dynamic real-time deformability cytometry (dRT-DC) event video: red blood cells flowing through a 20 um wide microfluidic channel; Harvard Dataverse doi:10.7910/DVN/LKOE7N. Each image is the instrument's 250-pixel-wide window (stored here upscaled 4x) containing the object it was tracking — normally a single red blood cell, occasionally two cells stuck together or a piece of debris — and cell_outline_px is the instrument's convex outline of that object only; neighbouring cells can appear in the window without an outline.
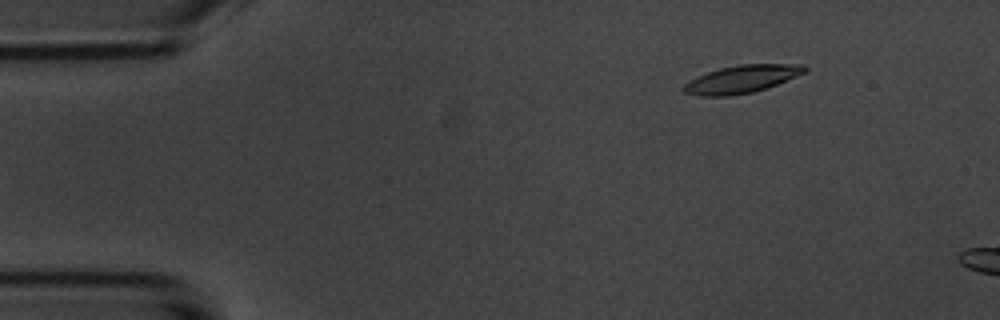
{"species": "common noctule bat (a hibernating species)", "species_latin": "Nyctalus noctula", "temperature_condition": "room temperature", "stored_images_in_passage": 4, "camera_frame_rate_fps": 3000, "um_per_image_px": 0.085, "animal": {"sex": "male", "body_mass_g": 20.1, "forearm_length_mm": 53.5}, "frame": {"image": 1, "passage_image": 3, "time_ms": 2.0, "image_size_px": [1000, 320], "cell_outline_px": [[808, 72], [776, 84], [752, 92], [728, 96], [700, 96], [684, 92], [684, 84], [708, 72], [720, 68], [740, 64], [804, 64], [808, 68]], "centroid_in_image_um": [63.11, 6.71], "position_along_channel_um": 21.9, "area_um2": 19.25}}